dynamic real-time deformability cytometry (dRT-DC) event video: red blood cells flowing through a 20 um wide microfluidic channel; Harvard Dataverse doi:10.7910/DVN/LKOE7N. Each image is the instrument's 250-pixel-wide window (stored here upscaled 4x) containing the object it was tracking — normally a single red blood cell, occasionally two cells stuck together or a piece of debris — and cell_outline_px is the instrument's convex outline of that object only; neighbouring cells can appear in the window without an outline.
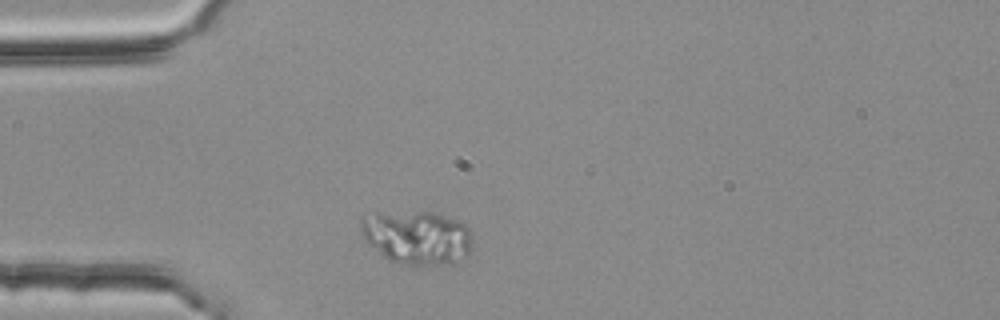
{"species": "common noctule bat (a hibernating species)", "species_latin": "Nyctalus noctula", "temperature_condition": "room temperature", "stored_images_in_passage": 1, "camera_frame_rate_fps": 3000, "um_per_image_px": 0.085, "animal": {"sex": "female", "body_mass_g": 25.1}, "frame": {"image": 1, "passage_image": 1, "time_ms": 0.0, "image_size_px": [1000, 320], "cell_outline_px": [[472, 248], [464, 256], [452, 264], [416, 268], [396, 264], [388, 260], [368, 244], [364, 240], [360, 228], [360, 220], [376, 212], [432, 212], [456, 220], [464, 224], [472, 232]], "centroid_in_image_um": [35.43, 20.23], "position_along_channel_um": 49.6, "area_um2": 35.84}}